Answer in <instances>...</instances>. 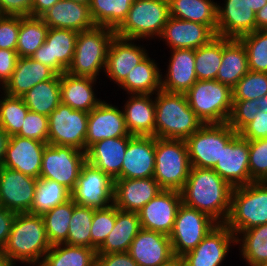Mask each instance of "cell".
<instances>
[{
  "instance_id": "obj_1",
  "label": "cell",
  "mask_w": 267,
  "mask_h": 266,
  "mask_svg": "<svg viewBox=\"0 0 267 266\" xmlns=\"http://www.w3.org/2000/svg\"><path fill=\"white\" fill-rule=\"evenodd\" d=\"M233 187L213 169L191 167L181 189L182 203L225 224L231 207Z\"/></svg>"
},
{
  "instance_id": "obj_2",
  "label": "cell",
  "mask_w": 267,
  "mask_h": 266,
  "mask_svg": "<svg viewBox=\"0 0 267 266\" xmlns=\"http://www.w3.org/2000/svg\"><path fill=\"white\" fill-rule=\"evenodd\" d=\"M51 248L41 215L17 213L3 253L16 265H40Z\"/></svg>"
},
{
  "instance_id": "obj_3",
  "label": "cell",
  "mask_w": 267,
  "mask_h": 266,
  "mask_svg": "<svg viewBox=\"0 0 267 266\" xmlns=\"http://www.w3.org/2000/svg\"><path fill=\"white\" fill-rule=\"evenodd\" d=\"M203 122L190 108L182 93L160 90L155 93V137L186 140Z\"/></svg>"
},
{
  "instance_id": "obj_4",
  "label": "cell",
  "mask_w": 267,
  "mask_h": 266,
  "mask_svg": "<svg viewBox=\"0 0 267 266\" xmlns=\"http://www.w3.org/2000/svg\"><path fill=\"white\" fill-rule=\"evenodd\" d=\"M115 35L114 29L103 26L78 32L73 60L66 72L98 79L100 72H105L109 46Z\"/></svg>"
},
{
  "instance_id": "obj_5",
  "label": "cell",
  "mask_w": 267,
  "mask_h": 266,
  "mask_svg": "<svg viewBox=\"0 0 267 266\" xmlns=\"http://www.w3.org/2000/svg\"><path fill=\"white\" fill-rule=\"evenodd\" d=\"M267 223V181L234 187L225 225L237 237L242 231Z\"/></svg>"
},
{
  "instance_id": "obj_6",
  "label": "cell",
  "mask_w": 267,
  "mask_h": 266,
  "mask_svg": "<svg viewBox=\"0 0 267 266\" xmlns=\"http://www.w3.org/2000/svg\"><path fill=\"white\" fill-rule=\"evenodd\" d=\"M203 124L227 123L233 106L232 88L217 80H197L185 93Z\"/></svg>"
},
{
  "instance_id": "obj_7",
  "label": "cell",
  "mask_w": 267,
  "mask_h": 266,
  "mask_svg": "<svg viewBox=\"0 0 267 266\" xmlns=\"http://www.w3.org/2000/svg\"><path fill=\"white\" fill-rule=\"evenodd\" d=\"M190 169L185 140L156 138L153 178L162 190L180 192L189 177Z\"/></svg>"
},
{
  "instance_id": "obj_8",
  "label": "cell",
  "mask_w": 267,
  "mask_h": 266,
  "mask_svg": "<svg viewBox=\"0 0 267 266\" xmlns=\"http://www.w3.org/2000/svg\"><path fill=\"white\" fill-rule=\"evenodd\" d=\"M169 17L168 0H134L126 19L115 33L116 36L138 41L159 39Z\"/></svg>"
},
{
  "instance_id": "obj_9",
  "label": "cell",
  "mask_w": 267,
  "mask_h": 266,
  "mask_svg": "<svg viewBox=\"0 0 267 266\" xmlns=\"http://www.w3.org/2000/svg\"><path fill=\"white\" fill-rule=\"evenodd\" d=\"M236 134L228 123L204 124L185 140L191 167L213 169L220 160L222 148Z\"/></svg>"
},
{
  "instance_id": "obj_10",
  "label": "cell",
  "mask_w": 267,
  "mask_h": 266,
  "mask_svg": "<svg viewBox=\"0 0 267 266\" xmlns=\"http://www.w3.org/2000/svg\"><path fill=\"white\" fill-rule=\"evenodd\" d=\"M48 144L71 146L86 152L88 112L60 103L48 116Z\"/></svg>"
},
{
  "instance_id": "obj_11",
  "label": "cell",
  "mask_w": 267,
  "mask_h": 266,
  "mask_svg": "<svg viewBox=\"0 0 267 266\" xmlns=\"http://www.w3.org/2000/svg\"><path fill=\"white\" fill-rule=\"evenodd\" d=\"M86 161V152L77 148L47 144L42 156L40 178L54 180L72 191Z\"/></svg>"
},
{
  "instance_id": "obj_12",
  "label": "cell",
  "mask_w": 267,
  "mask_h": 266,
  "mask_svg": "<svg viewBox=\"0 0 267 266\" xmlns=\"http://www.w3.org/2000/svg\"><path fill=\"white\" fill-rule=\"evenodd\" d=\"M218 223L205 213L181 204L169 235L175 257L193 250Z\"/></svg>"
},
{
  "instance_id": "obj_13",
  "label": "cell",
  "mask_w": 267,
  "mask_h": 266,
  "mask_svg": "<svg viewBox=\"0 0 267 266\" xmlns=\"http://www.w3.org/2000/svg\"><path fill=\"white\" fill-rule=\"evenodd\" d=\"M114 180L87 161L82 166L71 199L80 206L105 209L113 205Z\"/></svg>"
},
{
  "instance_id": "obj_14",
  "label": "cell",
  "mask_w": 267,
  "mask_h": 266,
  "mask_svg": "<svg viewBox=\"0 0 267 266\" xmlns=\"http://www.w3.org/2000/svg\"><path fill=\"white\" fill-rule=\"evenodd\" d=\"M77 31L49 28L45 42L31 58L51 68L57 75L67 71L73 60Z\"/></svg>"
},
{
  "instance_id": "obj_15",
  "label": "cell",
  "mask_w": 267,
  "mask_h": 266,
  "mask_svg": "<svg viewBox=\"0 0 267 266\" xmlns=\"http://www.w3.org/2000/svg\"><path fill=\"white\" fill-rule=\"evenodd\" d=\"M234 244L237 245L235 234L225 224H218L181 258L184 266H221Z\"/></svg>"
},
{
  "instance_id": "obj_16",
  "label": "cell",
  "mask_w": 267,
  "mask_h": 266,
  "mask_svg": "<svg viewBox=\"0 0 267 266\" xmlns=\"http://www.w3.org/2000/svg\"><path fill=\"white\" fill-rule=\"evenodd\" d=\"M181 204L179 191L161 190L138 211L141 228L169 236Z\"/></svg>"
},
{
  "instance_id": "obj_17",
  "label": "cell",
  "mask_w": 267,
  "mask_h": 266,
  "mask_svg": "<svg viewBox=\"0 0 267 266\" xmlns=\"http://www.w3.org/2000/svg\"><path fill=\"white\" fill-rule=\"evenodd\" d=\"M37 180L19 171L0 167V206L16 213H30Z\"/></svg>"
},
{
  "instance_id": "obj_18",
  "label": "cell",
  "mask_w": 267,
  "mask_h": 266,
  "mask_svg": "<svg viewBox=\"0 0 267 266\" xmlns=\"http://www.w3.org/2000/svg\"><path fill=\"white\" fill-rule=\"evenodd\" d=\"M233 188L254 182L249 173V143L238 133L222 148L220 160L213 168Z\"/></svg>"
},
{
  "instance_id": "obj_19",
  "label": "cell",
  "mask_w": 267,
  "mask_h": 266,
  "mask_svg": "<svg viewBox=\"0 0 267 266\" xmlns=\"http://www.w3.org/2000/svg\"><path fill=\"white\" fill-rule=\"evenodd\" d=\"M133 136L130 135L124 113L118 106L103 100L88 113L86 135V151L94 144L104 139Z\"/></svg>"
},
{
  "instance_id": "obj_20",
  "label": "cell",
  "mask_w": 267,
  "mask_h": 266,
  "mask_svg": "<svg viewBox=\"0 0 267 266\" xmlns=\"http://www.w3.org/2000/svg\"><path fill=\"white\" fill-rule=\"evenodd\" d=\"M217 3L216 35L239 39L257 30L255 12L248 0H224Z\"/></svg>"
},
{
  "instance_id": "obj_21",
  "label": "cell",
  "mask_w": 267,
  "mask_h": 266,
  "mask_svg": "<svg viewBox=\"0 0 267 266\" xmlns=\"http://www.w3.org/2000/svg\"><path fill=\"white\" fill-rule=\"evenodd\" d=\"M135 41L115 35L110 43L104 73L118 86L148 56L147 49L141 44H135Z\"/></svg>"
},
{
  "instance_id": "obj_22",
  "label": "cell",
  "mask_w": 267,
  "mask_h": 266,
  "mask_svg": "<svg viewBox=\"0 0 267 266\" xmlns=\"http://www.w3.org/2000/svg\"><path fill=\"white\" fill-rule=\"evenodd\" d=\"M217 26H206L197 22L169 17L160 39L165 41L170 50L197 49L216 37Z\"/></svg>"
},
{
  "instance_id": "obj_23",
  "label": "cell",
  "mask_w": 267,
  "mask_h": 266,
  "mask_svg": "<svg viewBox=\"0 0 267 266\" xmlns=\"http://www.w3.org/2000/svg\"><path fill=\"white\" fill-rule=\"evenodd\" d=\"M47 144L17 135L10 136L2 167L39 179L42 156Z\"/></svg>"
},
{
  "instance_id": "obj_24",
  "label": "cell",
  "mask_w": 267,
  "mask_h": 266,
  "mask_svg": "<svg viewBox=\"0 0 267 266\" xmlns=\"http://www.w3.org/2000/svg\"><path fill=\"white\" fill-rule=\"evenodd\" d=\"M128 253L139 266H161L175 258L168 235L143 228Z\"/></svg>"
},
{
  "instance_id": "obj_25",
  "label": "cell",
  "mask_w": 267,
  "mask_h": 266,
  "mask_svg": "<svg viewBox=\"0 0 267 266\" xmlns=\"http://www.w3.org/2000/svg\"><path fill=\"white\" fill-rule=\"evenodd\" d=\"M156 137L133 135L128 141L121 179L152 178L155 168Z\"/></svg>"
},
{
  "instance_id": "obj_26",
  "label": "cell",
  "mask_w": 267,
  "mask_h": 266,
  "mask_svg": "<svg viewBox=\"0 0 267 266\" xmlns=\"http://www.w3.org/2000/svg\"><path fill=\"white\" fill-rule=\"evenodd\" d=\"M162 189L152 178L114 180L113 204L119 210L138 212Z\"/></svg>"
},
{
  "instance_id": "obj_27",
  "label": "cell",
  "mask_w": 267,
  "mask_h": 266,
  "mask_svg": "<svg viewBox=\"0 0 267 266\" xmlns=\"http://www.w3.org/2000/svg\"><path fill=\"white\" fill-rule=\"evenodd\" d=\"M165 76L161 75V89L185 94L198 80L195 74V49L170 50Z\"/></svg>"
},
{
  "instance_id": "obj_28",
  "label": "cell",
  "mask_w": 267,
  "mask_h": 266,
  "mask_svg": "<svg viewBox=\"0 0 267 266\" xmlns=\"http://www.w3.org/2000/svg\"><path fill=\"white\" fill-rule=\"evenodd\" d=\"M41 18L49 28L81 32L96 26L90 14L89 4L72 0L58 1Z\"/></svg>"
},
{
  "instance_id": "obj_29",
  "label": "cell",
  "mask_w": 267,
  "mask_h": 266,
  "mask_svg": "<svg viewBox=\"0 0 267 266\" xmlns=\"http://www.w3.org/2000/svg\"><path fill=\"white\" fill-rule=\"evenodd\" d=\"M132 136L104 139L86 151L89 164L100 169L112 180L121 179V169L128 141Z\"/></svg>"
},
{
  "instance_id": "obj_30",
  "label": "cell",
  "mask_w": 267,
  "mask_h": 266,
  "mask_svg": "<svg viewBox=\"0 0 267 266\" xmlns=\"http://www.w3.org/2000/svg\"><path fill=\"white\" fill-rule=\"evenodd\" d=\"M133 94L124 103L123 113L130 135L155 137V97Z\"/></svg>"
},
{
  "instance_id": "obj_31",
  "label": "cell",
  "mask_w": 267,
  "mask_h": 266,
  "mask_svg": "<svg viewBox=\"0 0 267 266\" xmlns=\"http://www.w3.org/2000/svg\"><path fill=\"white\" fill-rule=\"evenodd\" d=\"M96 82L97 79L91 77L73 76L67 72L61 74V102L72 109L89 113L102 102L93 91Z\"/></svg>"
},
{
  "instance_id": "obj_32",
  "label": "cell",
  "mask_w": 267,
  "mask_h": 266,
  "mask_svg": "<svg viewBox=\"0 0 267 266\" xmlns=\"http://www.w3.org/2000/svg\"><path fill=\"white\" fill-rule=\"evenodd\" d=\"M56 73L31 57H19L11 79L1 89L8 95L21 97L36 84L52 79Z\"/></svg>"
},
{
  "instance_id": "obj_33",
  "label": "cell",
  "mask_w": 267,
  "mask_h": 266,
  "mask_svg": "<svg viewBox=\"0 0 267 266\" xmlns=\"http://www.w3.org/2000/svg\"><path fill=\"white\" fill-rule=\"evenodd\" d=\"M140 229L138 212L123 211L116 207L115 226L97 249V254L128 252Z\"/></svg>"
},
{
  "instance_id": "obj_34",
  "label": "cell",
  "mask_w": 267,
  "mask_h": 266,
  "mask_svg": "<svg viewBox=\"0 0 267 266\" xmlns=\"http://www.w3.org/2000/svg\"><path fill=\"white\" fill-rule=\"evenodd\" d=\"M248 72L247 50L242 41L223 37V56L216 80L233 88Z\"/></svg>"
},
{
  "instance_id": "obj_35",
  "label": "cell",
  "mask_w": 267,
  "mask_h": 266,
  "mask_svg": "<svg viewBox=\"0 0 267 266\" xmlns=\"http://www.w3.org/2000/svg\"><path fill=\"white\" fill-rule=\"evenodd\" d=\"M160 69V70H159ZM161 68L149 55L128 73L119 87L133 94H155L161 90Z\"/></svg>"
},
{
  "instance_id": "obj_36",
  "label": "cell",
  "mask_w": 267,
  "mask_h": 266,
  "mask_svg": "<svg viewBox=\"0 0 267 266\" xmlns=\"http://www.w3.org/2000/svg\"><path fill=\"white\" fill-rule=\"evenodd\" d=\"M21 98L29 111L48 117L61 103L60 75L36 84Z\"/></svg>"
},
{
  "instance_id": "obj_37",
  "label": "cell",
  "mask_w": 267,
  "mask_h": 266,
  "mask_svg": "<svg viewBox=\"0 0 267 266\" xmlns=\"http://www.w3.org/2000/svg\"><path fill=\"white\" fill-rule=\"evenodd\" d=\"M97 251L65 243L52 245L39 266H96Z\"/></svg>"
},
{
  "instance_id": "obj_38",
  "label": "cell",
  "mask_w": 267,
  "mask_h": 266,
  "mask_svg": "<svg viewBox=\"0 0 267 266\" xmlns=\"http://www.w3.org/2000/svg\"><path fill=\"white\" fill-rule=\"evenodd\" d=\"M168 1L171 17L206 26H217V2L213 0Z\"/></svg>"
},
{
  "instance_id": "obj_39",
  "label": "cell",
  "mask_w": 267,
  "mask_h": 266,
  "mask_svg": "<svg viewBox=\"0 0 267 266\" xmlns=\"http://www.w3.org/2000/svg\"><path fill=\"white\" fill-rule=\"evenodd\" d=\"M236 244L248 266L267 264V223L242 231L236 237Z\"/></svg>"
},
{
  "instance_id": "obj_40",
  "label": "cell",
  "mask_w": 267,
  "mask_h": 266,
  "mask_svg": "<svg viewBox=\"0 0 267 266\" xmlns=\"http://www.w3.org/2000/svg\"><path fill=\"white\" fill-rule=\"evenodd\" d=\"M71 199V191L64 185L50 179L39 178L35 188L30 213L43 215L54 207Z\"/></svg>"
},
{
  "instance_id": "obj_41",
  "label": "cell",
  "mask_w": 267,
  "mask_h": 266,
  "mask_svg": "<svg viewBox=\"0 0 267 266\" xmlns=\"http://www.w3.org/2000/svg\"><path fill=\"white\" fill-rule=\"evenodd\" d=\"M134 0H91L90 14L96 26L116 30L126 19Z\"/></svg>"
},
{
  "instance_id": "obj_42",
  "label": "cell",
  "mask_w": 267,
  "mask_h": 266,
  "mask_svg": "<svg viewBox=\"0 0 267 266\" xmlns=\"http://www.w3.org/2000/svg\"><path fill=\"white\" fill-rule=\"evenodd\" d=\"M49 27L41 17L20 16L16 52L19 57H31L45 42Z\"/></svg>"
},
{
  "instance_id": "obj_43",
  "label": "cell",
  "mask_w": 267,
  "mask_h": 266,
  "mask_svg": "<svg viewBox=\"0 0 267 266\" xmlns=\"http://www.w3.org/2000/svg\"><path fill=\"white\" fill-rule=\"evenodd\" d=\"M223 56V37L195 49V74L198 80H216Z\"/></svg>"
},
{
  "instance_id": "obj_44",
  "label": "cell",
  "mask_w": 267,
  "mask_h": 266,
  "mask_svg": "<svg viewBox=\"0 0 267 266\" xmlns=\"http://www.w3.org/2000/svg\"><path fill=\"white\" fill-rule=\"evenodd\" d=\"M76 205L70 199L66 203L58 205L42 215L46 235L51 246L64 243L67 240L69 222Z\"/></svg>"
},
{
  "instance_id": "obj_45",
  "label": "cell",
  "mask_w": 267,
  "mask_h": 266,
  "mask_svg": "<svg viewBox=\"0 0 267 266\" xmlns=\"http://www.w3.org/2000/svg\"><path fill=\"white\" fill-rule=\"evenodd\" d=\"M0 92V127L9 136L17 135L29 109L21 97Z\"/></svg>"
},
{
  "instance_id": "obj_46",
  "label": "cell",
  "mask_w": 267,
  "mask_h": 266,
  "mask_svg": "<svg viewBox=\"0 0 267 266\" xmlns=\"http://www.w3.org/2000/svg\"><path fill=\"white\" fill-rule=\"evenodd\" d=\"M94 208L76 205L69 222L65 244L91 248V224Z\"/></svg>"
},
{
  "instance_id": "obj_47",
  "label": "cell",
  "mask_w": 267,
  "mask_h": 266,
  "mask_svg": "<svg viewBox=\"0 0 267 266\" xmlns=\"http://www.w3.org/2000/svg\"><path fill=\"white\" fill-rule=\"evenodd\" d=\"M267 116V94L253 100H233L228 125L239 133L256 117Z\"/></svg>"
},
{
  "instance_id": "obj_48",
  "label": "cell",
  "mask_w": 267,
  "mask_h": 266,
  "mask_svg": "<svg viewBox=\"0 0 267 266\" xmlns=\"http://www.w3.org/2000/svg\"><path fill=\"white\" fill-rule=\"evenodd\" d=\"M239 39L247 50L249 70L267 73V30L257 29Z\"/></svg>"
},
{
  "instance_id": "obj_49",
  "label": "cell",
  "mask_w": 267,
  "mask_h": 266,
  "mask_svg": "<svg viewBox=\"0 0 267 266\" xmlns=\"http://www.w3.org/2000/svg\"><path fill=\"white\" fill-rule=\"evenodd\" d=\"M233 100H253L267 94V73L249 70L232 88Z\"/></svg>"
},
{
  "instance_id": "obj_50",
  "label": "cell",
  "mask_w": 267,
  "mask_h": 266,
  "mask_svg": "<svg viewBox=\"0 0 267 266\" xmlns=\"http://www.w3.org/2000/svg\"><path fill=\"white\" fill-rule=\"evenodd\" d=\"M116 206L113 204L105 209H95L91 224V248L97 249L104 243L108 234L115 226Z\"/></svg>"
},
{
  "instance_id": "obj_51",
  "label": "cell",
  "mask_w": 267,
  "mask_h": 266,
  "mask_svg": "<svg viewBox=\"0 0 267 266\" xmlns=\"http://www.w3.org/2000/svg\"><path fill=\"white\" fill-rule=\"evenodd\" d=\"M249 173L254 182L267 181V139L249 140Z\"/></svg>"
},
{
  "instance_id": "obj_52",
  "label": "cell",
  "mask_w": 267,
  "mask_h": 266,
  "mask_svg": "<svg viewBox=\"0 0 267 266\" xmlns=\"http://www.w3.org/2000/svg\"><path fill=\"white\" fill-rule=\"evenodd\" d=\"M48 129L49 122L47 116L28 111L17 136L48 143Z\"/></svg>"
},
{
  "instance_id": "obj_53",
  "label": "cell",
  "mask_w": 267,
  "mask_h": 266,
  "mask_svg": "<svg viewBox=\"0 0 267 266\" xmlns=\"http://www.w3.org/2000/svg\"><path fill=\"white\" fill-rule=\"evenodd\" d=\"M20 30V16H0V49L15 50Z\"/></svg>"
},
{
  "instance_id": "obj_54",
  "label": "cell",
  "mask_w": 267,
  "mask_h": 266,
  "mask_svg": "<svg viewBox=\"0 0 267 266\" xmlns=\"http://www.w3.org/2000/svg\"><path fill=\"white\" fill-rule=\"evenodd\" d=\"M18 58L15 50L0 49V89L11 79Z\"/></svg>"
},
{
  "instance_id": "obj_55",
  "label": "cell",
  "mask_w": 267,
  "mask_h": 266,
  "mask_svg": "<svg viewBox=\"0 0 267 266\" xmlns=\"http://www.w3.org/2000/svg\"><path fill=\"white\" fill-rule=\"evenodd\" d=\"M33 0H0L1 15L32 16Z\"/></svg>"
},
{
  "instance_id": "obj_56",
  "label": "cell",
  "mask_w": 267,
  "mask_h": 266,
  "mask_svg": "<svg viewBox=\"0 0 267 266\" xmlns=\"http://www.w3.org/2000/svg\"><path fill=\"white\" fill-rule=\"evenodd\" d=\"M246 140L267 139V116L256 117L239 133Z\"/></svg>"
},
{
  "instance_id": "obj_57",
  "label": "cell",
  "mask_w": 267,
  "mask_h": 266,
  "mask_svg": "<svg viewBox=\"0 0 267 266\" xmlns=\"http://www.w3.org/2000/svg\"><path fill=\"white\" fill-rule=\"evenodd\" d=\"M96 266H139L128 252L97 254Z\"/></svg>"
},
{
  "instance_id": "obj_58",
  "label": "cell",
  "mask_w": 267,
  "mask_h": 266,
  "mask_svg": "<svg viewBox=\"0 0 267 266\" xmlns=\"http://www.w3.org/2000/svg\"><path fill=\"white\" fill-rule=\"evenodd\" d=\"M16 214V212L0 206V252H3L6 246Z\"/></svg>"
},
{
  "instance_id": "obj_59",
  "label": "cell",
  "mask_w": 267,
  "mask_h": 266,
  "mask_svg": "<svg viewBox=\"0 0 267 266\" xmlns=\"http://www.w3.org/2000/svg\"><path fill=\"white\" fill-rule=\"evenodd\" d=\"M60 0H33L32 16L41 17L48 9Z\"/></svg>"
},
{
  "instance_id": "obj_60",
  "label": "cell",
  "mask_w": 267,
  "mask_h": 266,
  "mask_svg": "<svg viewBox=\"0 0 267 266\" xmlns=\"http://www.w3.org/2000/svg\"><path fill=\"white\" fill-rule=\"evenodd\" d=\"M257 29L267 30V4L255 13Z\"/></svg>"
},
{
  "instance_id": "obj_61",
  "label": "cell",
  "mask_w": 267,
  "mask_h": 266,
  "mask_svg": "<svg viewBox=\"0 0 267 266\" xmlns=\"http://www.w3.org/2000/svg\"><path fill=\"white\" fill-rule=\"evenodd\" d=\"M10 136L0 127V167H2Z\"/></svg>"
},
{
  "instance_id": "obj_62",
  "label": "cell",
  "mask_w": 267,
  "mask_h": 266,
  "mask_svg": "<svg viewBox=\"0 0 267 266\" xmlns=\"http://www.w3.org/2000/svg\"><path fill=\"white\" fill-rule=\"evenodd\" d=\"M250 3V8L256 13L258 12L264 5L267 4V0H248Z\"/></svg>"
},
{
  "instance_id": "obj_63",
  "label": "cell",
  "mask_w": 267,
  "mask_h": 266,
  "mask_svg": "<svg viewBox=\"0 0 267 266\" xmlns=\"http://www.w3.org/2000/svg\"><path fill=\"white\" fill-rule=\"evenodd\" d=\"M0 266H16L3 252H0Z\"/></svg>"
},
{
  "instance_id": "obj_64",
  "label": "cell",
  "mask_w": 267,
  "mask_h": 266,
  "mask_svg": "<svg viewBox=\"0 0 267 266\" xmlns=\"http://www.w3.org/2000/svg\"><path fill=\"white\" fill-rule=\"evenodd\" d=\"M161 266H184V263L181 257H175L171 261H169L167 264H164Z\"/></svg>"
},
{
  "instance_id": "obj_65",
  "label": "cell",
  "mask_w": 267,
  "mask_h": 266,
  "mask_svg": "<svg viewBox=\"0 0 267 266\" xmlns=\"http://www.w3.org/2000/svg\"><path fill=\"white\" fill-rule=\"evenodd\" d=\"M72 1L82 3V4H90L91 0H72Z\"/></svg>"
}]
</instances>
